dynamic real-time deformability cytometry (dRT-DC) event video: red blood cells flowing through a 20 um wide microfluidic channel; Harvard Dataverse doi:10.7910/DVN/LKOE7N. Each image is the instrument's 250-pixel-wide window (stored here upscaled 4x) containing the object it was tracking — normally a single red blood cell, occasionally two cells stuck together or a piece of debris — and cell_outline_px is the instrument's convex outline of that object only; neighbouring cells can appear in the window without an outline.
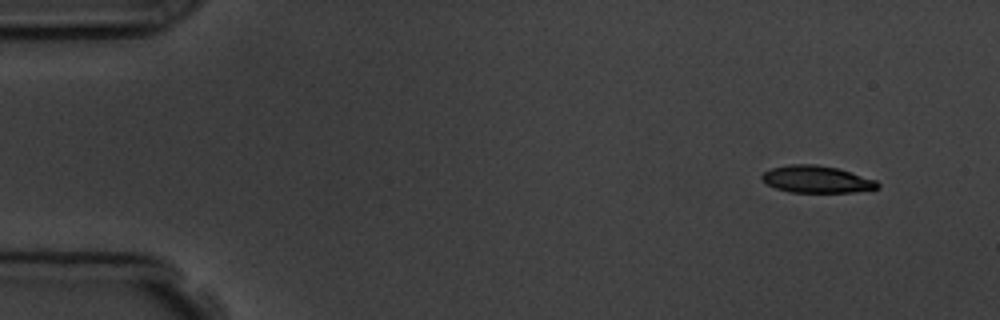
{"species": "common noctule bat (a hibernating species)", "species_latin": "Nyctalus noctula", "temperature_condition": "room temperature", "stored_images_in_passage": 3, "camera_frame_rate_fps": 3000, "um_per_image_px": 0.085, "animal": {"sex": "male", "body_mass_g": 19.5, "forearm_length_mm": 54.6}, "frame": {"image": 1, "passage_image": 1, "time_ms": 0.0, "image_size_px": [1000, 320], "cell_outline_px": [[880, 188], [852, 192], [788, 192], [776, 188], [768, 184], [760, 176], [764, 172], [772, 168], [788, 164], [816, 164], [840, 168], [876, 180], [880, 184]], "centroid_in_image_um": [69.44, 15.23], "position_along_channel_um": 15.6, "area_um2": 18.32}}